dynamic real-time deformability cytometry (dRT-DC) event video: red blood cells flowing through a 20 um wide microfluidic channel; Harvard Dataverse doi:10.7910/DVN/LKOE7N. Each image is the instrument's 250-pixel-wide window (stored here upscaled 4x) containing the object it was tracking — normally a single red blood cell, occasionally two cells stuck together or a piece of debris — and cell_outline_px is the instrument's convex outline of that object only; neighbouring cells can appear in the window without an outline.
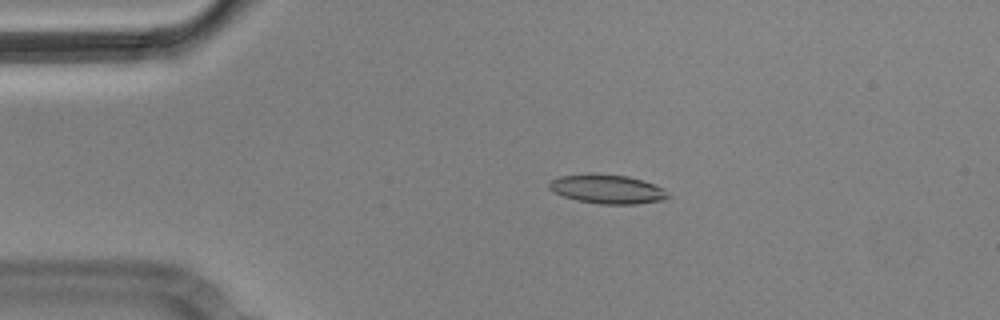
{"species": "Egyptian fruit bat (a non-hibernating species)", "species_latin": "Rousettus aegyptiacus", "temperature_condition": "cold", "stored_images_in_passage": 5, "camera_frame_rate_fps": 3000, "um_per_image_px": 0.085, "animal": {"sex": "male"}, "frame": {"image": 1, "passage_image": 3, "time_ms": 0.667, "image_size_px": [1000, 320], "cell_outline_px": [[672, 196], [664, 200], [632, 204], [600, 204], [576, 200], [564, 196], [548, 188], [548, 180], [560, 176], [628, 176], [644, 180], [664, 188]], "centroid_in_image_um": [51.69, 16.11], "position_along_channel_um": 33.3, "area_um2": 19.54}}
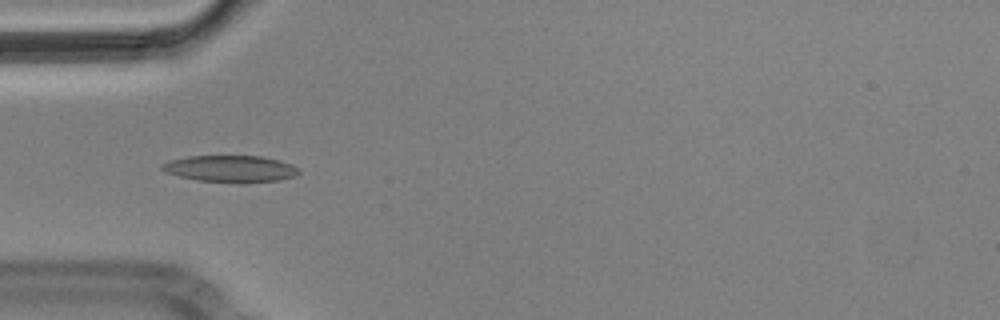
{"frame": {"image": 2, "passage_image": 4, "time_ms": 1.0, "image_size_px": [1000, 320], "cell_outline_px": [[300, 172], [296, 176], [276, 180], [196, 180], [164, 172], [160, 168], [160, 164], [172, 160], [188, 156], [260, 156], [280, 160], [292, 164], [300, 168]], "centroid_in_image_um": [19.58, 14.29], "position_along_channel_um": 65.4, "area_um2": 20.46}}